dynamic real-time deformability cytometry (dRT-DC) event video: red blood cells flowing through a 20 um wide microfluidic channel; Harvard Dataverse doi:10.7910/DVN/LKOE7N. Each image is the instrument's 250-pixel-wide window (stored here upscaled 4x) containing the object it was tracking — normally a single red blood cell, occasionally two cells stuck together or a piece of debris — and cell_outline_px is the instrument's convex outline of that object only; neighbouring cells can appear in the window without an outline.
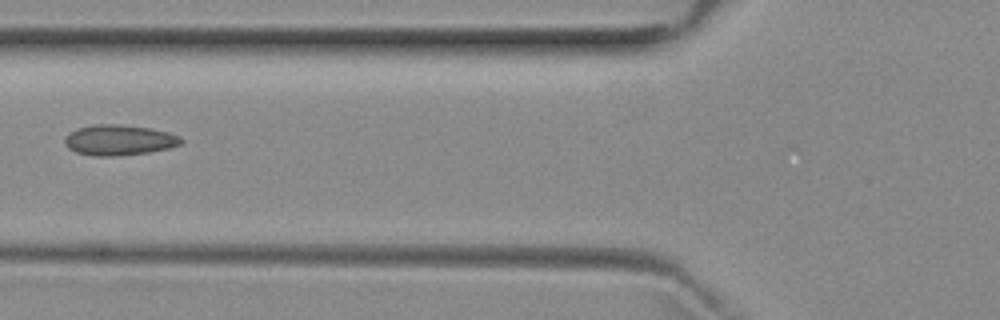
{"species": "common noctule bat (a hibernating species)", "species_latin": "Nyctalus noctula", "temperature_condition": "room temperature", "stored_images_in_passage": 6, "camera_frame_rate_fps": 3000, "um_per_image_px": 0.085, "animal": {"sex": "female", "body_mass_g": 29.2, "forearm_length_mm": 56.3}, "frame": {"image": 1, "passage_image": 5, "time_ms": 5.667, "image_size_px": [1000, 320], "cell_outline_px": [[184, 140], [180, 144], [168, 148], [148, 152], [120, 156], [92, 156], [76, 152], [68, 148], [64, 144], [64, 136], [76, 128], [92, 124], [120, 124], [152, 128], [168, 132], [180, 136]], "centroid_in_image_um": [10.09, 11.9], "position_along_channel_um": 115.7, "area_um2": 20.98}}
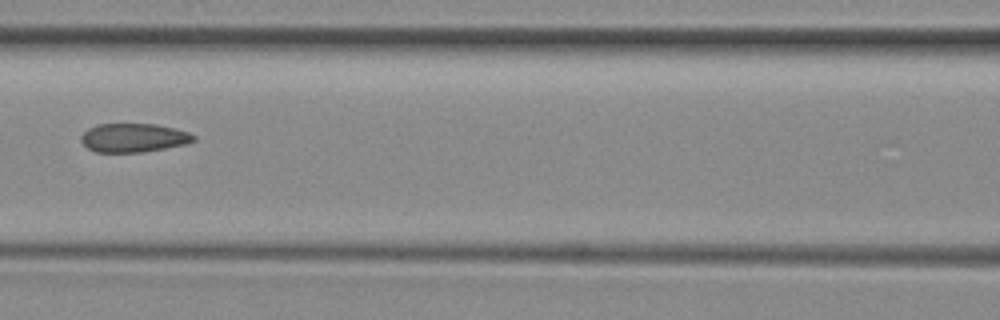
{"frame": {"image": 2, "passage_image": 6, "time_ms": 6.667, "image_size_px": [1000, 320], "cell_outline_px": [[196, 140], [188, 144], [144, 152], [96, 152], [88, 148], [80, 140], [80, 136], [88, 128], [96, 124], [156, 124], [176, 128], [188, 132], [196, 136]], "centroid_in_image_um": [11.38, 11.71], "position_along_channel_um": 155.2, "area_um2": 19.07}}